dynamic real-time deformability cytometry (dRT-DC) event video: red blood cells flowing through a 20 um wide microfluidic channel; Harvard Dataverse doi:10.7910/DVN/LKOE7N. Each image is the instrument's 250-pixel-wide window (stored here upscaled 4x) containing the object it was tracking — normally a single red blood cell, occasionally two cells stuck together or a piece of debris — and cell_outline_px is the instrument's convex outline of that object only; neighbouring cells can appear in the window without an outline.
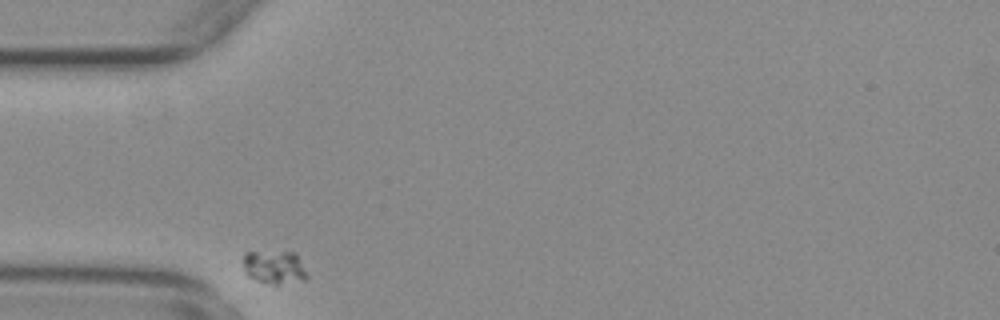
{"species": "common noctule bat (a hibernating species)", "species_latin": "Nyctalus noctula", "temperature_condition": "warm", "stored_images_in_passage": 34, "camera_frame_rate_fps": 3000, "um_per_image_px": 0.085, "animal": {"sex": "female", "body_mass_g": 29.2, "forearm_length_mm": 56.3}, "frame": {"image": 1, "passage_image": 1, "time_ms": 0.0, "image_size_px": [1000, 320], "cell_outline_px": [[308, 276], [304, 280], [276, 288], [256, 280], [248, 276], [244, 272], [244, 252], [296, 252]], "centroid_in_image_um": [23.34, 22.78], "position_along_channel_um": 61.7, "area_um2": 12.95}}
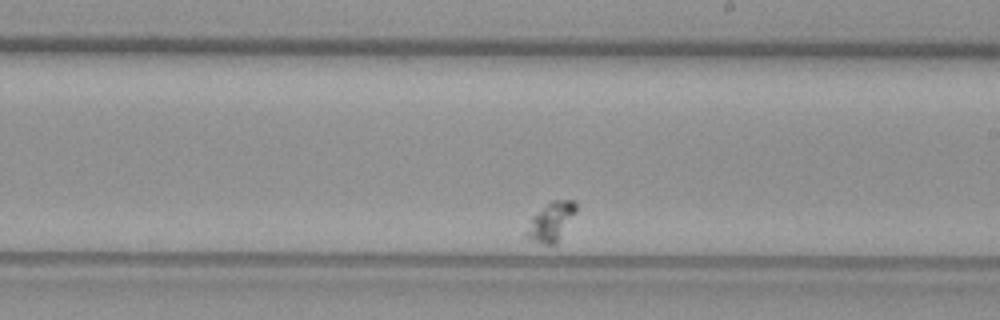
{"frame": {"image": 2, "passage_image": 20, "time_ms": 6.333, "image_size_px": [1000, 320], "cell_outline_px": [[576, 212], [556, 244], [544, 244], [528, 240], [524, 236], [524, 232], [532, 216], [552, 200], [572, 200], [576, 204]], "centroid_in_image_um": [46.8, 18.87], "position_along_channel_um": 242.2, "area_um2": 11.21}}
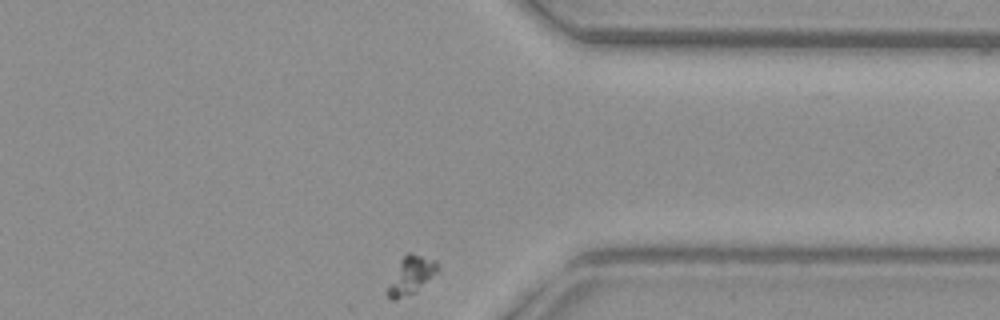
{"frame": {"image": 3, "passage_image": 34, "time_ms": 11.0, "image_size_px": [1000, 320], "cell_outline_px": [[440, 268], [416, 292], [396, 300], [392, 300], [388, 296], [388, 284], [400, 260], [408, 252], [412, 252], [436, 260], [440, 264]], "centroid_in_image_um": [34.96, 23.38], "position_along_channel_um": 376.4, "area_um2": 10.98}}